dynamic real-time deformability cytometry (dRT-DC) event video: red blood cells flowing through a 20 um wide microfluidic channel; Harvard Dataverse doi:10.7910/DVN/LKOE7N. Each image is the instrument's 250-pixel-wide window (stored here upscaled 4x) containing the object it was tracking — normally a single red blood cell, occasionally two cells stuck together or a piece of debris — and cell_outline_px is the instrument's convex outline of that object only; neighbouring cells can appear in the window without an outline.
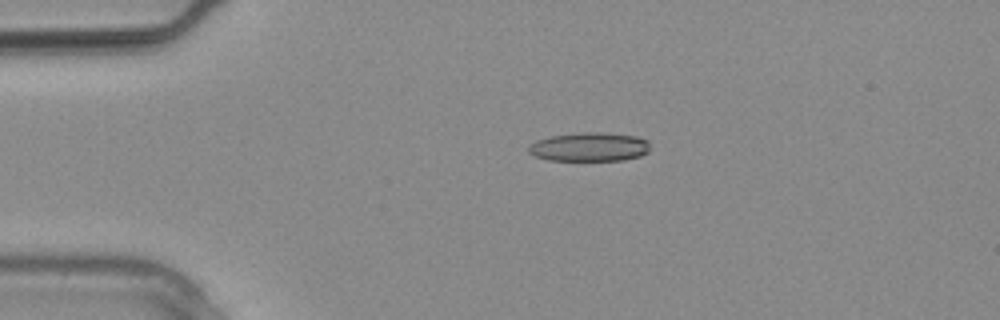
{"species": "common noctule bat (a hibernating species)", "species_latin": "Nyctalus noctula", "temperature_condition": "warm", "stored_images_in_passage": 12, "camera_frame_rate_fps": 3000, "um_per_image_px": 0.085, "animal": {"sex": "male", "body_mass_g": 20.4}, "frame": {"image": 1, "passage_image": 3, "time_ms": 0.667, "image_size_px": [1000, 320], "cell_outline_px": [[648, 152], [640, 156], [624, 160], [548, 160], [536, 156], [528, 152], [528, 144], [536, 140], [552, 136], [580, 132], [604, 132], [636, 136], [648, 140]], "centroid_in_image_um": [50.09, 12.48], "position_along_channel_um": 34.9, "area_um2": 20.52}}
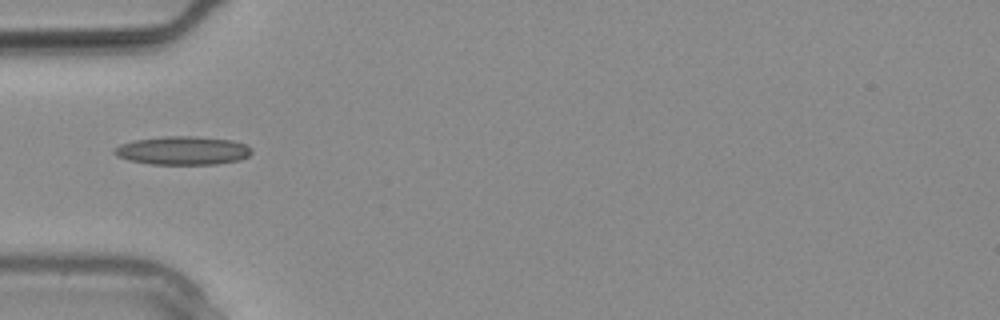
{"frame": {"image": 2, "passage_image": 6, "time_ms": 1.667, "image_size_px": [1000, 320], "cell_outline_px": [[252, 152], [248, 156], [240, 160], [216, 164], [148, 164], [128, 160], [116, 156], [112, 152], [112, 148], [120, 144], [132, 140], [164, 136], [196, 136], [232, 140], [244, 144], [252, 148]], "centroid_in_image_um": [15.49, 12.79], "position_along_channel_um": 69.5, "area_um2": 23.06}}